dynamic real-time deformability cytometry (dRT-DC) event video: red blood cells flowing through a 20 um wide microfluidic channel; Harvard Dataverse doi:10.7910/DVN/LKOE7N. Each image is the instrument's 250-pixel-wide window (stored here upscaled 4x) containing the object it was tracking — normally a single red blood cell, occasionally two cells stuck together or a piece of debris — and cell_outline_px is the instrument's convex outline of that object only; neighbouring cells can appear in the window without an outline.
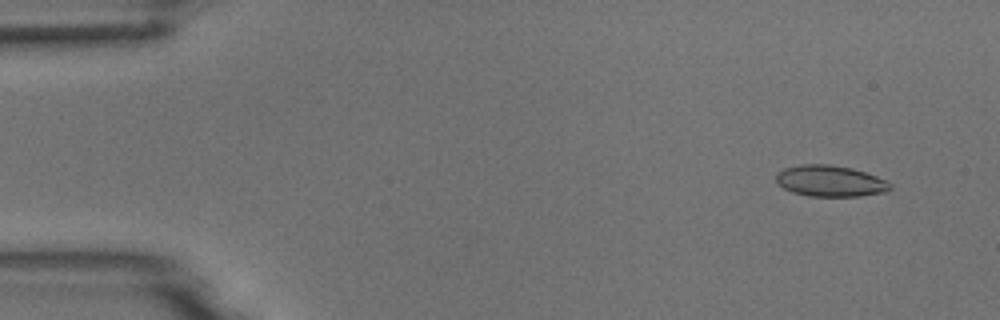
{"species": "common noctule bat (a hibernating species)", "species_latin": "Nyctalus noctula", "temperature_condition": "room temperature", "stored_images_in_passage": 5, "camera_frame_rate_fps": 3000, "um_per_image_px": 0.085, "animal": {"sex": "male", "body_mass_g": 18.8}, "frame": {"image": 1, "passage_image": 2, "time_ms": 1.0, "image_size_px": [1000, 320], "cell_outline_px": [[892, 188], [884, 192], [860, 196], [808, 196], [792, 192], [784, 188], [776, 180], [776, 172], [784, 168], [800, 164], [828, 164], [852, 168], [888, 180], [892, 184]], "centroid_in_image_um": [70.57, 15.38], "position_along_channel_um": 14.4, "area_um2": 20.81}}
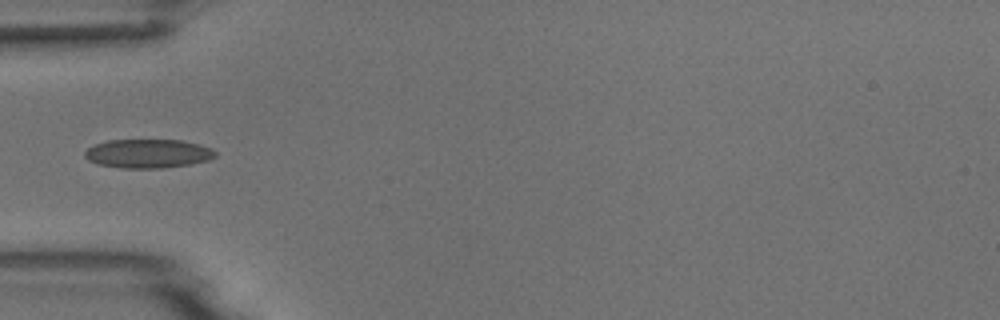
{"frame": {"image": 2, "passage_image": 5, "time_ms": 5.333, "image_size_px": [1000, 320], "cell_outline_px": [[216, 156], [208, 160], [188, 164], [160, 168], [120, 168], [96, 164], [88, 160], [84, 156], [84, 152], [92, 144], [108, 140], [180, 140], [200, 144], [212, 148], [216, 152]], "centroid_in_image_um": [12.54, 13.05], "position_along_channel_um": 72.5, "area_um2": 22.08}}